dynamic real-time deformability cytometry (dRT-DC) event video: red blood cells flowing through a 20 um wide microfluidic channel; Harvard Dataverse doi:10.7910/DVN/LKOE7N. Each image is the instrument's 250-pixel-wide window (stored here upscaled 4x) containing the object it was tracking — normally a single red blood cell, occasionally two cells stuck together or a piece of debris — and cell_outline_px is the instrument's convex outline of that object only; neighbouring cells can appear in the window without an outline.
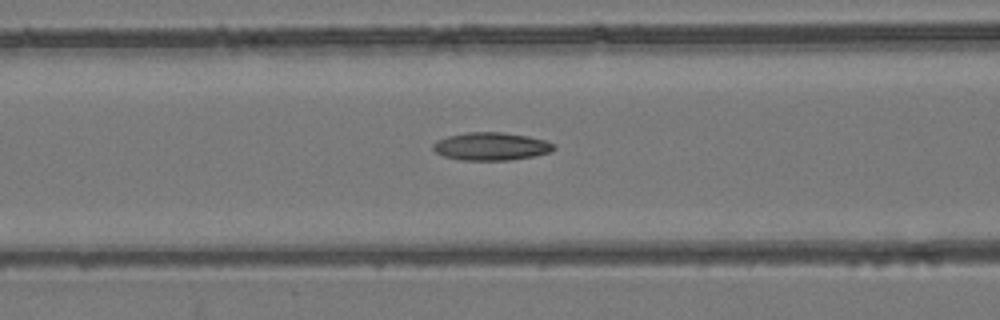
{"species": "common noctule bat (a hibernating species)", "species_latin": "Nyctalus noctula", "temperature_condition": "room temperature", "stored_images_in_passage": 37, "camera_frame_rate_fps": 3000, "um_per_image_px": 0.085, "animal": {"sex": "female", "body_mass_g": 24.6, "forearm_length_mm": 56.2}, "frame": {"image": 1, "passage_image": 8, "time_ms": 2.333, "image_size_px": [1000, 320], "cell_outline_px": [[556, 148], [548, 152], [532, 156], [508, 160], [460, 160], [444, 156], [436, 152], [432, 148], [432, 144], [436, 140], [448, 136], [468, 132], [504, 132], [528, 136], [544, 140], [556, 144]], "centroid_in_image_um": [41.72, 12.43], "position_along_channel_um": 124.9, "area_um2": 19.59}}
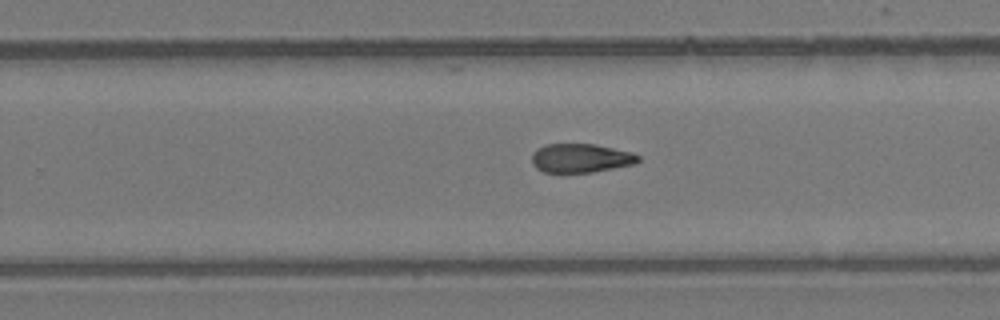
{"frame": {"image": 2, "passage_image": 20, "time_ms": 6.333, "image_size_px": [1000, 320], "cell_outline_px": [[640, 160], [636, 164], [592, 172], [544, 172], [536, 168], [532, 164], [532, 152], [536, 148], [544, 144], [596, 144], [632, 152], [640, 156]], "centroid_in_image_um": [49.36, 13.43], "position_along_channel_um": 280.4, "area_um2": 18.09}}
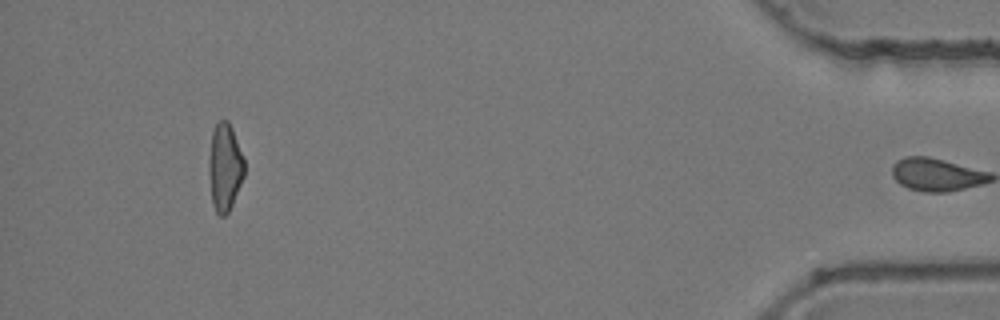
{"frame": {"image": 3, "passage_image": 36, "time_ms": 11.667, "image_size_px": [1000, 320], "cell_outline_px": [[244, 176], [232, 204], [228, 212], [224, 216], [220, 216], [216, 212], [212, 204], [208, 172], [208, 160], [212, 132], [216, 124], [220, 120], [228, 120], [232, 128], [244, 160]], "centroid_in_image_um": [19.09, 14.22], "position_along_channel_um": 416.1, "area_um2": 18.09}, "authors_computed_cell_mechanics": {"area_um2": 18.6116, "velocity_mm_per_s": 3.899, "shape_relaxation_time_tau1_ms": null, "shape_relaxation_time_tau2_ms": 2.8143, "deformation_change_tau1": null, "deformation_change_tau2": 0.0954}}